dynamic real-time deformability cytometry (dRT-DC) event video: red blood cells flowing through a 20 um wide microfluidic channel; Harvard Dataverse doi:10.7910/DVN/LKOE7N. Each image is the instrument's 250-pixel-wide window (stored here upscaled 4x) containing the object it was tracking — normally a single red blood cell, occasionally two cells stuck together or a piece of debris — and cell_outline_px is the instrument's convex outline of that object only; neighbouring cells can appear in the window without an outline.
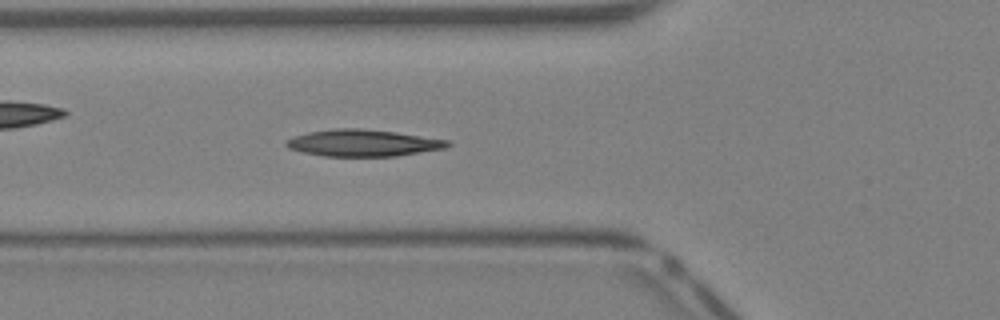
{"species": "Egyptian fruit bat (a non-hibernating species)", "species_latin": "Rousettus aegyptiacus", "temperature_condition": "warm", "stored_images_in_passage": 32, "camera_frame_rate_fps": 3000, "um_per_image_px": 0.085, "animal": {"sex": "female"}, "frame": {"image": 1, "passage_image": 6, "time_ms": 1.667, "image_size_px": [1000, 320], "cell_outline_px": [[452, 144], [448, 148], [396, 156], [324, 156], [304, 152], [288, 148], [284, 144], [284, 140], [308, 132], [336, 128], [360, 128], [396, 132], [448, 140]], "centroid_in_image_um": [30.87, 12.15], "position_along_channel_um": 94.9, "area_um2": 25.2}}
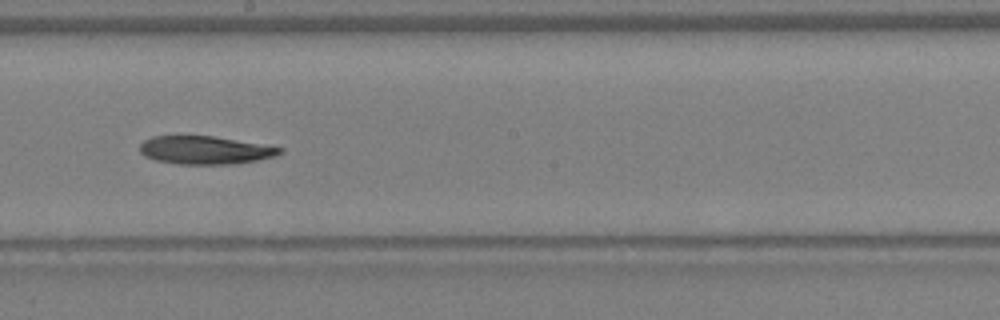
{"frame": {"image": 2, "passage_image": 14, "time_ms": 4.333, "image_size_px": [1000, 320], "cell_outline_px": [[284, 152], [276, 156], [256, 160], [232, 164], [180, 164], [156, 160], [144, 156], [140, 152], [140, 144], [144, 140], [152, 136], [212, 136], [284, 148]], "centroid_in_image_um": [17.42, 12.76], "position_along_channel_um": 230.8, "area_um2": 22.77}}
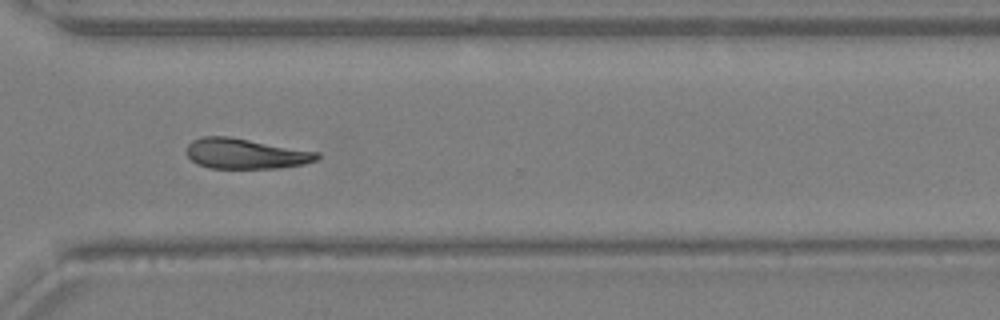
{"frame": {"image": 3, "passage_image": 21, "time_ms": 6.667, "image_size_px": [1000, 320], "cell_outline_px": [[320, 156], [316, 160], [304, 164], [280, 168], [208, 168], [196, 164], [184, 152], [188, 144], [192, 140], [200, 136], [228, 136], [320, 152]], "centroid_in_image_um": [20.84, 13.06], "position_along_channel_um": 349.8, "area_um2": 23.29}}